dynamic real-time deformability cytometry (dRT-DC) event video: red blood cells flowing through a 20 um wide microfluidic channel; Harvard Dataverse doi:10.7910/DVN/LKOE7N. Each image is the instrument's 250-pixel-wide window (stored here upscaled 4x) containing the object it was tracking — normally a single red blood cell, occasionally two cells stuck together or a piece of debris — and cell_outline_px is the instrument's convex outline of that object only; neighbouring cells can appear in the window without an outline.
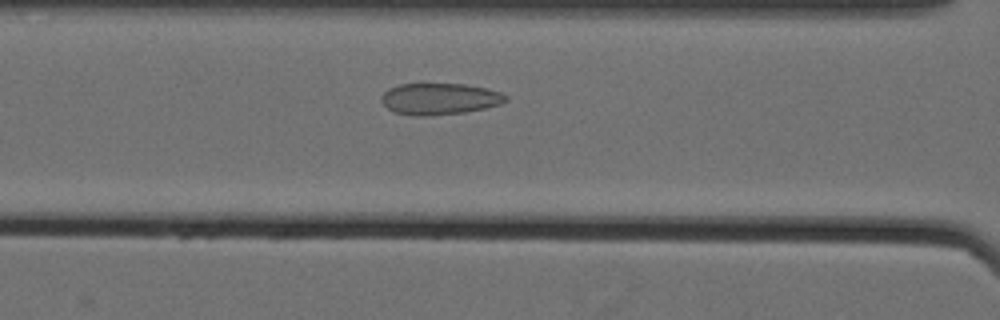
{"species": "Egyptian fruit bat (a non-hibernating species)", "species_latin": "Rousettus aegyptiacus", "temperature_condition": "cold", "stored_images_in_passage": 44, "camera_frame_rate_fps": 3000, "um_per_image_px": 0.085, "animal": {"sex": "female"}, "frame": {"image": 1, "passage_image": 17, "time_ms": 5.333, "image_size_px": [1000, 320], "cell_outline_px": [[508, 100], [500, 104], [484, 108], [464, 112], [424, 116], [412, 116], [396, 112], [388, 108], [380, 100], [380, 96], [388, 88], [400, 84], [464, 84], [488, 88], [500, 92], [508, 96]], "centroid_in_image_um": [37.36, 8.4], "position_along_channel_um": 129.2, "area_um2": 22.83}}
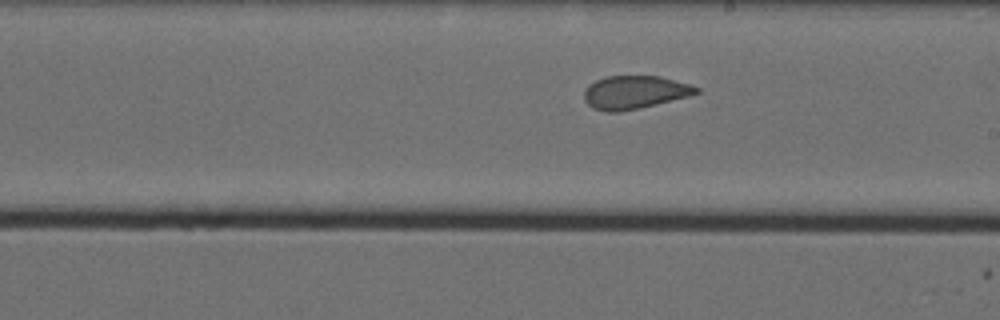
{"frame": {"image": 2, "passage_image": 26, "time_ms": 8.333, "image_size_px": [1000, 320], "cell_outline_px": [[700, 92], [688, 96], [640, 108], [616, 112], [608, 112], [592, 108], [584, 100], [584, 92], [588, 84], [596, 80], [608, 76], [660, 76], [692, 84], [700, 88]], "centroid_in_image_um": [53.95, 7.84], "position_along_channel_um": 235.1, "area_um2": 21.73}}
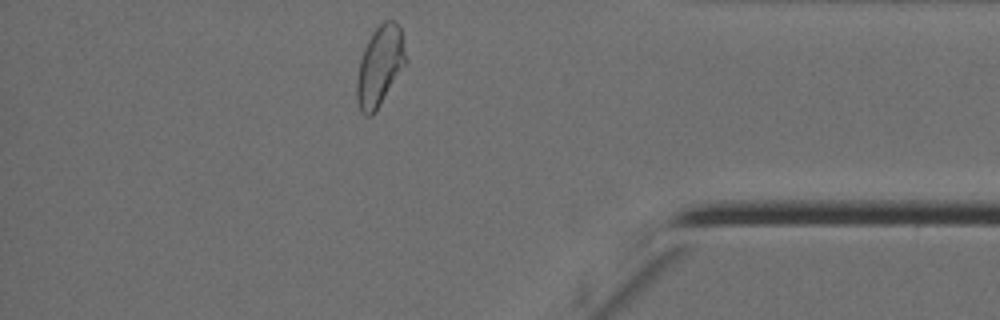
{"frame": {"image": 3, "passage_image": 42, "time_ms": 13.667, "image_size_px": [1000, 320], "cell_outline_px": [[408, 64], [376, 112], [372, 116], [364, 116], [360, 112], [356, 100], [356, 80], [360, 60], [364, 48], [372, 32], [384, 20], [392, 20], [400, 28], [408, 60]], "centroid_in_image_um": [32.3, 5.68], "position_along_channel_um": 402.9, "area_um2": 23.47}, "authors_computed_cell_mechanics": {"area_um2": 22.8599, "velocity_mm_per_s": 3.526, "shape_relaxation_time_tau1_ms": null, "shape_relaxation_time_tau2_ms": 1.1459, "deformation_change_tau1": null, "deformation_change_tau2": 0.0546}}